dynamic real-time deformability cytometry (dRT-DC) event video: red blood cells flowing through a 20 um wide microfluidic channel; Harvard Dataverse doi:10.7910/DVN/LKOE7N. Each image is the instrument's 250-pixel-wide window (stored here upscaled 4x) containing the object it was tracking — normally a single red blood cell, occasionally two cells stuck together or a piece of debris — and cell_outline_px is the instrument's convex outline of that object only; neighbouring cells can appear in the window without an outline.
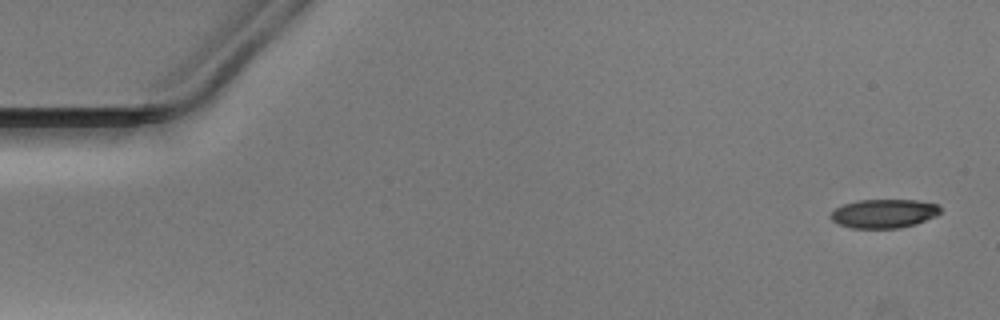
{"species": "Egyptian fruit bat (a non-hibernating species)", "species_latin": "Rousettus aegyptiacus", "temperature_condition": "warm", "stored_images_in_passage": 50, "camera_frame_rate_fps": 3000, "um_per_image_px": 0.085, "animal": {"sex": "male"}, "frame": {"image": 1, "passage_image": 1, "time_ms": 0.0, "image_size_px": [1000, 320], "cell_outline_px": [[940, 212], [936, 216], [916, 224], [900, 228], [852, 228], [840, 224], [832, 220], [828, 216], [836, 208], [844, 204], [856, 200], [916, 200], [936, 204], [940, 208]], "centroid_in_image_um": [75.12, 18.15], "position_along_channel_um": 9.9, "area_um2": 18.38}}
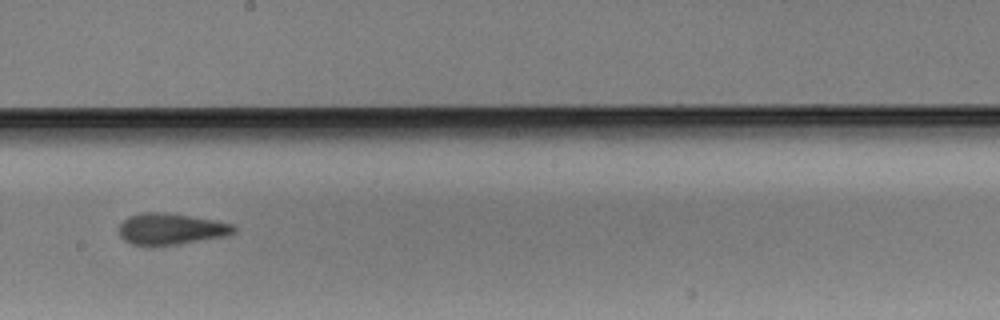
{"frame": {"image": 2, "passage_image": 28, "time_ms": 9.0, "image_size_px": [1000, 320], "cell_outline_px": [[236, 232], [224, 236], [176, 244], [132, 244], [124, 240], [120, 236], [120, 224], [128, 216], [140, 212], [164, 212], [212, 220], [232, 224], [236, 228]], "centroid_in_image_um": [14.5, 19.44], "position_along_channel_um": 233.7, "area_um2": 20.4}}
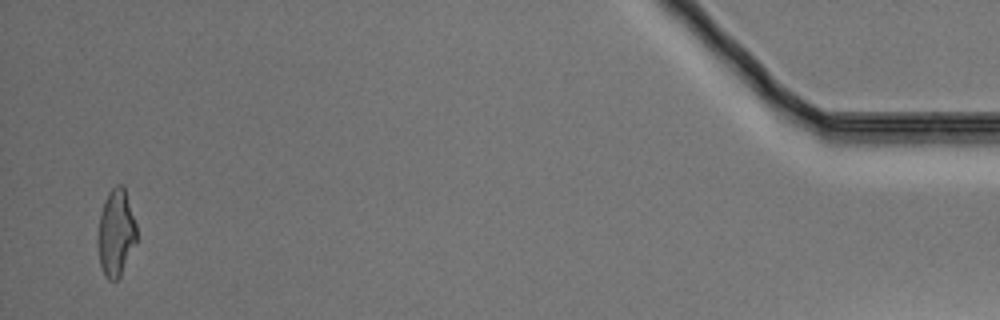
{"frame": {"image": 3, "passage_image": 49, "time_ms": 16.0, "image_size_px": [1000, 320], "cell_outline_px": [[136, 244], [120, 276], [116, 280], [108, 280], [104, 276], [100, 264], [96, 240], [100, 212], [104, 200], [108, 192], [116, 184], [124, 184], [136, 224]], "centroid_in_image_um": [9.84, 19.77], "position_along_channel_um": 425.4, "area_um2": 20.06}}